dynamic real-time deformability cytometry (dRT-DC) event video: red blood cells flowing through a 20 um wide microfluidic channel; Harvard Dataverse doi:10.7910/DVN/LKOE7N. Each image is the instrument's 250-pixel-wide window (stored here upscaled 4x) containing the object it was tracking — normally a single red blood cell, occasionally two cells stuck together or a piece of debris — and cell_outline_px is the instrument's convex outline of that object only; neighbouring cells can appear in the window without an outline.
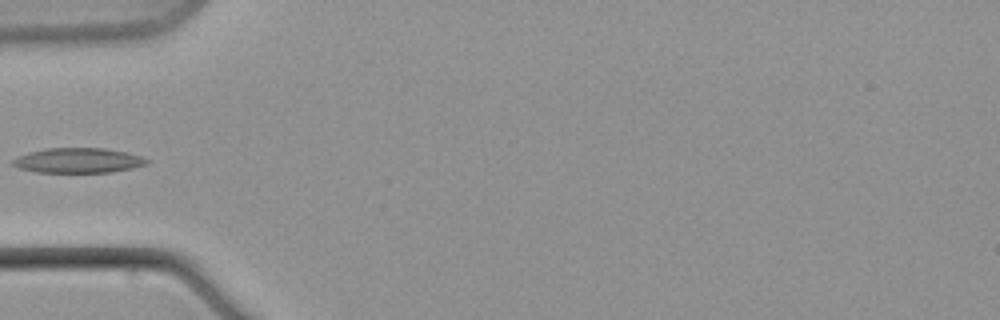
{"species": "common noctule bat (a hibernating species)", "species_latin": "Nyctalus noctula", "temperature_condition": "warm", "stored_images_in_passage": 6, "camera_frame_rate_fps": 3000, "um_per_image_px": 0.085, "animal": {"sex": "male", "body_mass_g": 21.5, "forearm_length_mm": 52.0}, "frame": {"image": 1, "passage_image": 3, "time_ms": 2.333, "image_size_px": [1000, 320], "cell_outline_px": [[152, 160], [148, 164], [132, 168], [112, 172], [36, 172], [20, 168], [12, 164], [12, 160], [28, 152], [48, 148], [104, 148], [124, 152], [140, 156]], "centroid_in_image_um": [6.68, 13.64], "position_along_channel_um": 78.3, "area_um2": 19.36}}
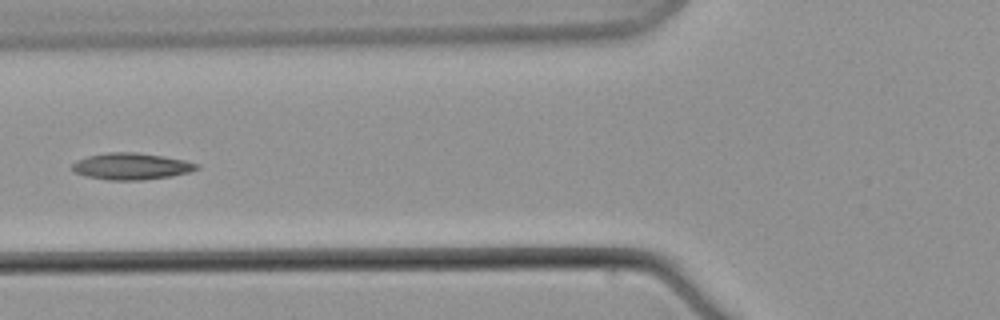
{"frame": {"image": 2, "passage_image": 4, "time_ms": 3.667, "image_size_px": [1000, 320], "cell_outline_px": [[200, 168], [188, 172], [172, 176], [144, 180], [108, 180], [88, 176], [76, 172], [72, 168], [72, 164], [76, 160], [88, 156], [108, 152], [136, 152], [184, 160], [200, 164]], "centroid_in_image_um": [11.18, 14.13], "position_along_channel_um": 114.6, "area_um2": 19.19}}